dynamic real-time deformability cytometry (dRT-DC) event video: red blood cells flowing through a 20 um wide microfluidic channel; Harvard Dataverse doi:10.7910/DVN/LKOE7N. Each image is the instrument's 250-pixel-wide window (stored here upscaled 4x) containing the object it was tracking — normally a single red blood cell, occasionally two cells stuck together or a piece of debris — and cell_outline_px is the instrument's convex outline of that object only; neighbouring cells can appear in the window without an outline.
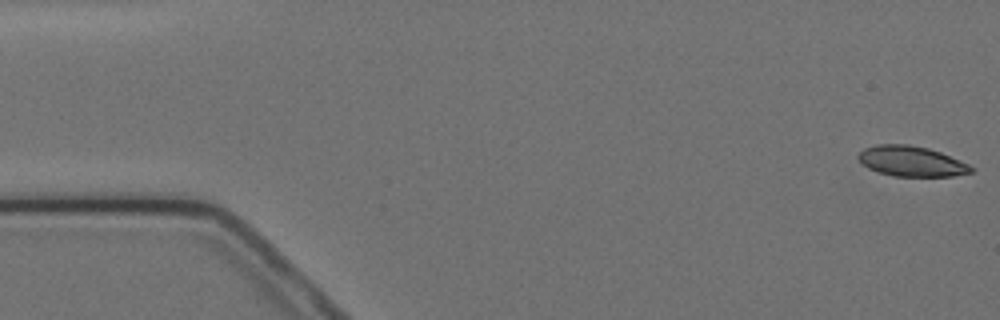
{"species": "Egyptian fruit bat (a non-hibernating species)", "species_latin": "Rousettus aegyptiacus", "temperature_condition": "cold", "stored_images_in_passage": 5, "camera_frame_rate_fps": 3000, "um_per_image_px": 0.085, "animal": {"sex": "female"}, "frame": {"image": 1, "passage_image": 1, "time_ms": 0.0, "image_size_px": [1000, 320], "cell_outline_px": [[976, 168], [972, 172], [952, 176], [892, 176], [868, 168], [856, 156], [864, 148], [876, 144], [908, 144], [928, 148], [940, 152], [968, 164]], "centroid_in_image_um": [77.47, 13.7], "position_along_channel_um": 7.5, "area_um2": 19.83}}
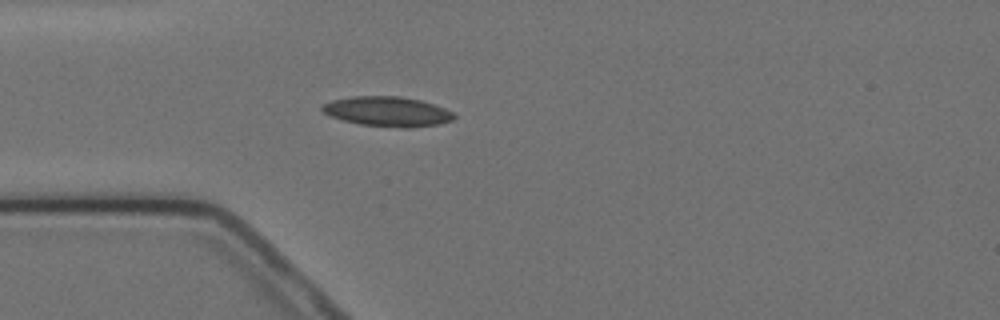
{"frame": {"image": 2, "passage_image": 5, "time_ms": 4.667, "image_size_px": [1000, 320], "cell_outline_px": [[456, 116], [452, 120], [440, 124], [408, 128], [400, 128], [360, 124], [328, 116], [320, 108], [324, 104], [332, 100], [352, 96], [400, 96], [420, 100], [444, 108], [452, 112]], "centroid_in_image_um": [32.93, 9.48], "position_along_channel_um": 52.1, "area_um2": 22.89}}